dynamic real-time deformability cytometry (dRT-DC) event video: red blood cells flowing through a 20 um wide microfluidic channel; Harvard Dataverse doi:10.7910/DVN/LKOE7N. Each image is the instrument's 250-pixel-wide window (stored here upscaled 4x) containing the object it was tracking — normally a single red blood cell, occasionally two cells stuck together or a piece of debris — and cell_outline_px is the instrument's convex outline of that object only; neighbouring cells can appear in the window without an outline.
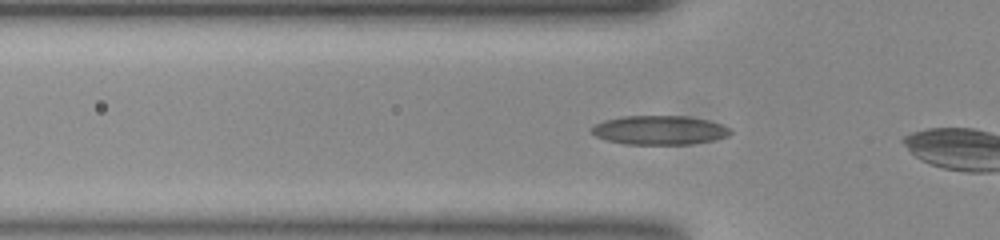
{"species": "common noctule bat (a hibernating species)", "species_latin": "Nyctalus noctula", "temperature_condition": "room temperature", "stored_images_in_passage": 7, "camera_frame_rate_fps": 3000, "um_per_image_px": 0.085, "animal": {"sex": "female", "body_mass_g": 23.0, "forearm_length_mm": 53.4}, "frame": {"image": 1, "passage_image": 4, "time_ms": 1.0, "image_size_px": [1000, 240], "cell_outline_px": [[732, 132], [728, 136], [712, 140], [688, 144], [624, 144], [608, 140], [596, 136], [592, 132], [592, 128], [596, 124], [604, 120], [624, 116], [688, 116], [708, 120], [720, 124], [728, 128]], "centroid_in_image_um": [56.06, 11.06], "position_along_channel_um": 69.7, "area_um2": 23.24}}